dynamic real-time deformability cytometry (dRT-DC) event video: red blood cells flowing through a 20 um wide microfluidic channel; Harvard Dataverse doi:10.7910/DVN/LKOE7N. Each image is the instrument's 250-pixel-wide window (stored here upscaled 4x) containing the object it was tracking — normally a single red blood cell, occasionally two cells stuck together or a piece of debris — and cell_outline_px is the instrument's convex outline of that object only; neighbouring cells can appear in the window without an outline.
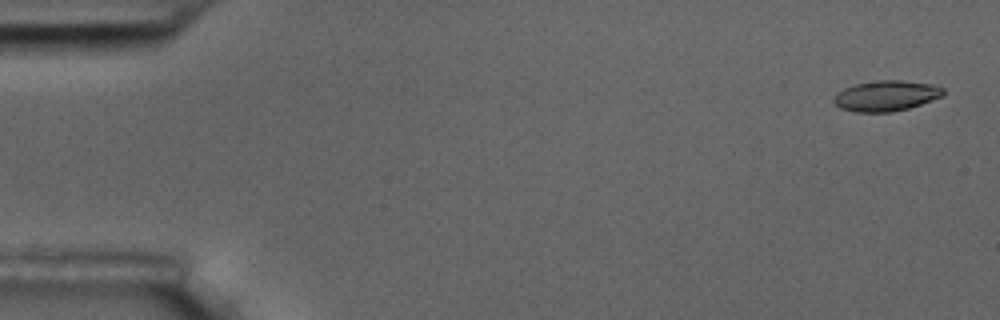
{"species": "common noctule bat (a hibernating species)", "species_latin": "Nyctalus noctula", "temperature_condition": "room temperature", "stored_images_in_passage": 56, "camera_frame_rate_fps": 3000, "um_per_image_px": 0.085, "animal": {"sex": "male", "body_mass_g": 17.5, "forearm_length_mm": 52.3}, "frame": {"image": 1, "passage_image": 2, "time_ms": 0.333, "image_size_px": [1000, 320], "cell_outline_px": [[944, 96], [908, 108], [892, 112], [856, 112], [840, 108], [832, 100], [836, 92], [844, 88], [856, 84], [876, 80], [900, 80], [932, 84], [944, 88]], "centroid_in_image_um": [75.31, 8.14], "position_along_channel_um": 9.7, "area_um2": 19.54}}
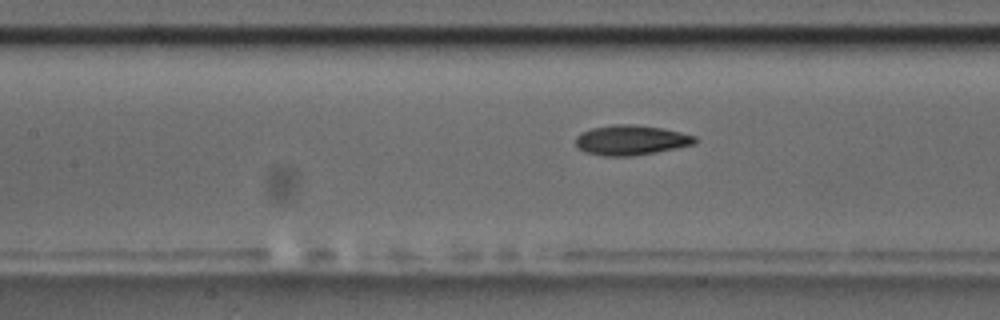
{"frame": {"image": 2, "passage_image": 25, "time_ms": 8.0, "image_size_px": [1000, 320], "cell_outline_px": [[696, 144], [656, 152], [632, 156], [604, 156], [584, 152], [576, 148], [576, 136], [580, 132], [592, 128], [612, 124], [632, 124], [664, 128], [696, 136]], "centroid_in_image_um": [53.61, 11.91], "position_along_channel_um": 153.8, "area_um2": 21.04}}
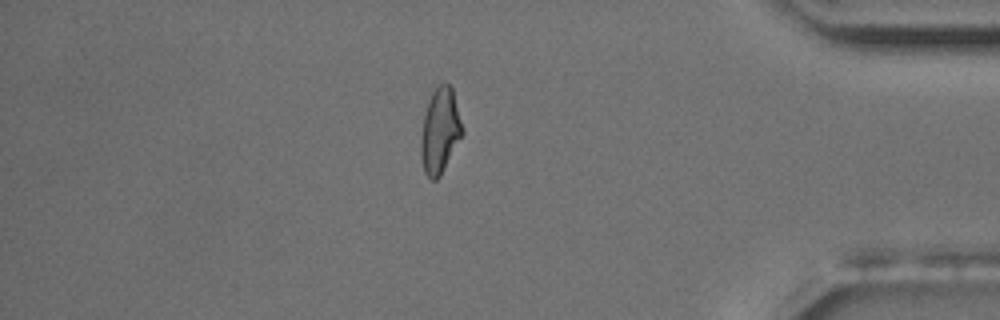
{"frame": {"image": 3, "passage_image": 48, "time_ms": 15.667, "image_size_px": [1000, 320], "cell_outline_px": [[464, 132], [440, 176], [436, 180], [432, 180], [424, 172], [420, 156], [420, 140], [424, 116], [432, 92], [440, 84], [448, 84], [452, 88]], "centroid_in_image_um": [37.39, 11.16], "position_along_channel_um": 397.8, "area_um2": 20.29}, "authors_computed_cell_mechanics": {"area_um2": 20.1433, "velocity_mm_per_s": 3.6197, "shape_relaxation_time_tau1_ms": 5.0269, "shape_relaxation_time_tau2_ms": 2.7216, "deformation_change_tau1": 0.1839, "deformation_change_tau2": 0.103}}